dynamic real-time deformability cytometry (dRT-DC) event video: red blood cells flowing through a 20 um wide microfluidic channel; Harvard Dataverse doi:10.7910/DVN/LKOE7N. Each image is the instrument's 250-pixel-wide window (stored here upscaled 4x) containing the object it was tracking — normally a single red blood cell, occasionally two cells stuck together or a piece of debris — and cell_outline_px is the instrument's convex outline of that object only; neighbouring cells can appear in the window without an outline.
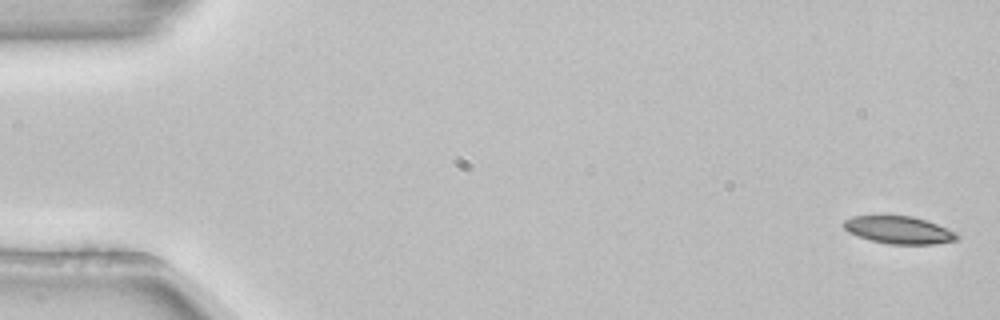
{"species": "common noctule bat (a hibernating species)", "species_latin": "Nyctalus noctula", "temperature_condition": "room temperature", "stored_images_in_passage": 16, "camera_frame_rate_fps": 3000, "um_per_image_px": 0.085, "animal": {"sex": "female", "body_mass_g": 22.7, "forearm_length_mm": 54.2}, "frame": {"image": 1, "passage_image": 1, "time_ms": 0.0, "image_size_px": [1000, 320], "cell_outline_px": [[960, 236], [956, 240], [932, 244], [888, 244], [872, 240], [848, 232], [844, 228], [844, 220], [852, 216], [912, 216], [936, 224], [956, 232]], "centroid_in_image_um": [76.41, 19.55], "position_along_channel_um": 8.6, "area_um2": 17.86}}
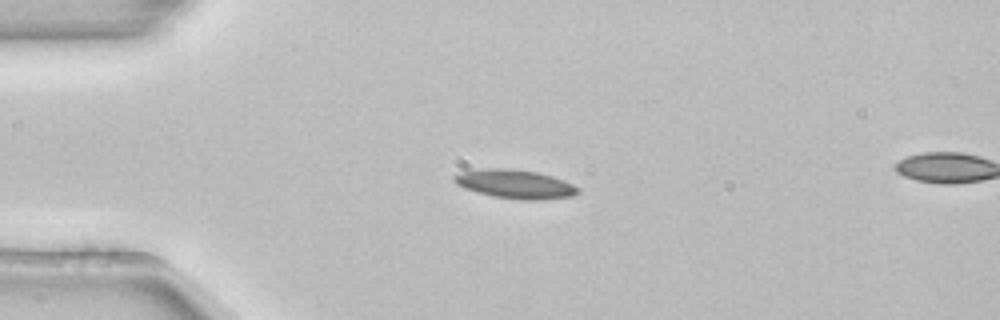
{"frame": {"image": 2, "passage_image": 13, "time_ms": 4.0, "image_size_px": [1000, 320], "cell_outline_px": [[580, 192], [576, 196], [540, 200], [524, 200], [492, 196], [476, 192], [464, 188], [456, 184], [452, 180], [452, 176], [460, 172], [488, 168], [512, 168], [536, 172], [552, 176], [564, 180], [580, 188]], "centroid_in_image_um": [43.8, 15.65], "position_along_channel_um": 41.2, "area_um2": 21.04}}